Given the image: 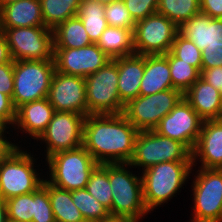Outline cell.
<instances>
[{
  "label": "cell",
  "instance_id": "cell-1",
  "mask_svg": "<svg viewBox=\"0 0 222 222\" xmlns=\"http://www.w3.org/2000/svg\"><path fill=\"white\" fill-rule=\"evenodd\" d=\"M138 133L123 114H90L85 118L83 147L98 164L129 163Z\"/></svg>",
  "mask_w": 222,
  "mask_h": 222
},
{
  "label": "cell",
  "instance_id": "cell-2",
  "mask_svg": "<svg viewBox=\"0 0 222 222\" xmlns=\"http://www.w3.org/2000/svg\"><path fill=\"white\" fill-rule=\"evenodd\" d=\"M192 167V161L162 162L140 172L143 200L149 213L181 193L189 183Z\"/></svg>",
  "mask_w": 222,
  "mask_h": 222
},
{
  "label": "cell",
  "instance_id": "cell-3",
  "mask_svg": "<svg viewBox=\"0 0 222 222\" xmlns=\"http://www.w3.org/2000/svg\"><path fill=\"white\" fill-rule=\"evenodd\" d=\"M131 168L133 167L129 163H109L112 191V206L109 213L140 222L150 213L143 200L141 173H133Z\"/></svg>",
  "mask_w": 222,
  "mask_h": 222
},
{
  "label": "cell",
  "instance_id": "cell-4",
  "mask_svg": "<svg viewBox=\"0 0 222 222\" xmlns=\"http://www.w3.org/2000/svg\"><path fill=\"white\" fill-rule=\"evenodd\" d=\"M37 160L31 151L21 146H16L3 160L0 164V196L4 200L35 192L42 185L45 175L41 173L42 168H37L41 167L35 164Z\"/></svg>",
  "mask_w": 222,
  "mask_h": 222
},
{
  "label": "cell",
  "instance_id": "cell-5",
  "mask_svg": "<svg viewBox=\"0 0 222 222\" xmlns=\"http://www.w3.org/2000/svg\"><path fill=\"white\" fill-rule=\"evenodd\" d=\"M43 162H46L49 171H46V180L68 191L84 189L91 173L99 165L83 146L55 153Z\"/></svg>",
  "mask_w": 222,
  "mask_h": 222
},
{
  "label": "cell",
  "instance_id": "cell-6",
  "mask_svg": "<svg viewBox=\"0 0 222 222\" xmlns=\"http://www.w3.org/2000/svg\"><path fill=\"white\" fill-rule=\"evenodd\" d=\"M191 174L195 178L189 222H222V169L192 167Z\"/></svg>",
  "mask_w": 222,
  "mask_h": 222
},
{
  "label": "cell",
  "instance_id": "cell-7",
  "mask_svg": "<svg viewBox=\"0 0 222 222\" xmlns=\"http://www.w3.org/2000/svg\"><path fill=\"white\" fill-rule=\"evenodd\" d=\"M192 161V151L183 143L159 135L154 130L139 131L129 164L139 172L162 163ZM142 168V169H141Z\"/></svg>",
  "mask_w": 222,
  "mask_h": 222
},
{
  "label": "cell",
  "instance_id": "cell-8",
  "mask_svg": "<svg viewBox=\"0 0 222 222\" xmlns=\"http://www.w3.org/2000/svg\"><path fill=\"white\" fill-rule=\"evenodd\" d=\"M55 70L54 60L14 61L12 102L15 109L23 104L46 98Z\"/></svg>",
  "mask_w": 222,
  "mask_h": 222
},
{
  "label": "cell",
  "instance_id": "cell-9",
  "mask_svg": "<svg viewBox=\"0 0 222 222\" xmlns=\"http://www.w3.org/2000/svg\"><path fill=\"white\" fill-rule=\"evenodd\" d=\"M88 115L122 114L124 104L118 91L116 58L85 78Z\"/></svg>",
  "mask_w": 222,
  "mask_h": 222
},
{
  "label": "cell",
  "instance_id": "cell-10",
  "mask_svg": "<svg viewBox=\"0 0 222 222\" xmlns=\"http://www.w3.org/2000/svg\"><path fill=\"white\" fill-rule=\"evenodd\" d=\"M182 98L183 93L178 89L139 95L124 106L122 114L138 131L154 130Z\"/></svg>",
  "mask_w": 222,
  "mask_h": 222
},
{
  "label": "cell",
  "instance_id": "cell-11",
  "mask_svg": "<svg viewBox=\"0 0 222 222\" xmlns=\"http://www.w3.org/2000/svg\"><path fill=\"white\" fill-rule=\"evenodd\" d=\"M13 61L54 60L53 31L46 26L0 28Z\"/></svg>",
  "mask_w": 222,
  "mask_h": 222
},
{
  "label": "cell",
  "instance_id": "cell-12",
  "mask_svg": "<svg viewBox=\"0 0 222 222\" xmlns=\"http://www.w3.org/2000/svg\"><path fill=\"white\" fill-rule=\"evenodd\" d=\"M85 118L86 116L74 112H54L46 130L37 139L41 146L45 144V160L55 153L83 146Z\"/></svg>",
  "mask_w": 222,
  "mask_h": 222
},
{
  "label": "cell",
  "instance_id": "cell-13",
  "mask_svg": "<svg viewBox=\"0 0 222 222\" xmlns=\"http://www.w3.org/2000/svg\"><path fill=\"white\" fill-rule=\"evenodd\" d=\"M179 27L157 12L135 23L133 48L137 55L166 54L179 33Z\"/></svg>",
  "mask_w": 222,
  "mask_h": 222
},
{
  "label": "cell",
  "instance_id": "cell-14",
  "mask_svg": "<svg viewBox=\"0 0 222 222\" xmlns=\"http://www.w3.org/2000/svg\"><path fill=\"white\" fill-rule=\"evenodd\" d=\"M203 122L204 120L183 97L170 113L160 120L154 131L185 144L193 151Z\"/></svg>",
  "mask_w": 222,
  "mask_h": 222
},
{
  "label": "cell",
  "instance_id": "cell-15",
  "mask_svg": "<svg viewBox=\"0 0 222 222\" xmlns=\"http://www.w3.org/2000/svg\"><path fill=\"white\" fill-rule=\"evenodd\" d=\"M47 98L55 111L88 115L83 77L66 75L55 70Z\"/></svg>",
  "mask_w": 222,
  "mask_h": 222
},
{
  "label": "cell",
  "instance_id": "cell-16",
  "mask_svg": "<svg viewBox=\"0 0 222 222\" xmlns=\"http://www.w3.org/2000/svg\"><path fill=\"white\" fill-rule=\"evenodd\" d=\"M111 58L97 44L82 48H54L56 71L86 78L102 68Z\"/></svg>",
  "mask_w": 222,
  "mask_h": 222
},
{
  "label": "cell",
  "instance_id": "cell-17",
  "mask_svg": "<svg viewBox=\"0 0 222 222\" xmlns=\"http://www.w3.org/2000/svg\"><path fill=\"white\" fill-rule=\"evenodd\" d=\"M222 169V119L205 120L192 151L193 167Z\"/></svg>",
  "mask_w": 222,
  "mask_h": 222
},
{
  "label": "cell",
  "instance_id": "cell-18",
  "mask_svg": "<svg viewBox=\"0 0 222 222\" xmlns=\"http://www.w3.org/2000/svg\"><path fill=\"white\" fill-rule=\"evenodd\" d=\"M54 112L47 97L23 104L16 110V120L11 132L17 129V134L20 130L23 135L28 134L25 138L30 136L35 141L46 130Z\"/></svg>",
  "mask_w": 222,
  "mask_h": 222
},
{
  "label": "cell",
  "instance_id": "cell-19",
  "mask_svg": "<svg viewBox=\"0 0 222 222\" xmlns=\"http://www.w3.org/2000/svg\"><path fill=\"white\" fill-rule=\"evenodd\" d=\"M179 34L192 41L200 51L222 46V19L199 13L179 26Z\"/></svg>",
  "mask_w": 222,
  "mask_h": 222
},
{
  "label": "cell",
  "instance_id": "cell-20",
  "mask_svg": "<svg viewBox=\"0 0 222 222\" xmlns=\"http://www.w3.org/2000/svg\"><path fill=\"white\" fill-rule=\"evenodd\" d=\"M118 91L121 102L126 105L139 96L141 79L145 70V55L133 54L116 58Z\"/></svg>",
  "mask_w": 222,
  "mask_h": 222
},
{
  "label": "cell",
  "instance_id": "cell-21",
  "mask_svg": "<svg viewBox=\"0 0 222 222\" xmlns=\"http://www.w3.org/2000/svg\"><path fill=\"white\" fill-rule=\"evenodd\" d=\"M183 97L204 121L222 119L219 90L201 77L183 94Z\"/></svg>",
  "mask_w": 222,
  "mask_h": 222
},
{
  "label": "cell",
  "instance_id": "cell-22",
  "mask_svg": "<svg viewBox=\"0 0 222 222\" xmlns=\"http://www.w3.org/2000/svg\"><path fill=\"white\" fill-rule=\"evenodd\" d=\"M45 26L40 0H18L0 8V28Z\"/></svg>",
  "mask_w": 222,
  "mask_h": 222
},
{
  "label": "cell",
  "instance_id": "cell-23",
  "mask_svg": "<svg viewBox=\"0 0 222 222\" xmlns=\"http://www.w3.org/2000/svg\"><path fill=\"white\" fill-rule=\"evenodd\" d=\"M175 89L172 84L168 59L164 54L145 55V70L139 95H152Z\"/></svg>",
  "mask_w": 222,
  "mask_h": 222
},
{
  "label": "cell",
  "instance_id": "cell-24",
  "mask_svg": "<svg viewBox=\"0 0 222 222\" xmlns=\"http://www.w3.org/2000/svg\"><path fill=\"white\" fill-rule=\"evenodd\" d=\"M42 185L48 190L55 222H86L71 198V191L58 188L46 178Z\"/></svg>",
  "mask_w": 222,
  "mask_h": 222
},
{
  "label": "cell",
  "instance_id": "cell-25",
  "mask_svg": "<svg viewBox=\"0 0 222 222\" xmlns=\"http://www.w3.org/2000/svg\"><path fill=\"white\" fill-rule=\"evenodd\" d=\"M134 29L108 26L102 33L97 45L111 59L135 54L133 48Z\"/></svg>",
  "mask_w": 222,
  "mask_h": 222
},
{
  "label": "cell",
  "instance_id": "cell-26",
  "mask_svg": "<svg viewBox=\"0 0 222 222\" xmlns=\"http://www.w3.org/2000/svg\"><path fill=\"white\" fill-rule=\"evenodd\" d=\"M52 31L54 48H82L92 44L78 16L60 23Z\"/></svg>",
  "mask_w": 222,
  "mask_h": 222
},
{
  "label": "cell",
  "instance_id": "cell-27",
  "mask_svg": "<svg viewBox=\"0 0 222 222\" xmlns=\"http://www.w3.org/2000/svg\"><path fill=\"white\" fill-rule=\"evenodd\" d=\"M77 16L81 19L91 42L97 44L102 33L108 27L105 18V5L95 0H82Z\"/></svg>",
  "mask_w": 222,
  "mask_h": 222
},
{
  "label": "cell",
  "instance_id": "cell-28",
  "mask_svg": "<svg viewBox=\"0 0 222 222\" xmlns=\"http://www.w3.org/2000/svg\"><path fill=\"white\" fill-rule=\"evenodd\" d=\"M82 0H40L44 24L54 29L67 19L77 16Z\"/></svg>",
  "mask_w": 222,
  "mask_h": 222
},
{
  "label": "cell",
  "instance_id": "cell-29",
  "mask_svg": "<svg viewBox=\"0 0 222 222\" xmlns=\"http://www.w3.org/2000/svg\"><path fill=\"white\" fill-rule=\"evenodd\" d=\"M157 13L164 15L179 27L200 13V0H159Z\"/></svg>",
  "mask_w": 222,
  "mask_h": 222
},
{
  "label": "cell",
  "instance_id": "cell-30",
  "mask_svg": "<svg viewBox=\"0 0 222 222\" xmlns=\"http://www.w3.org/2000/svg\"><path fill=\"white\" fill-rule=\"evenodd\" d=\"M85 189L108 210L112 206L109 163L99 164L89 177Z\"/></svg>",
  "mask_w": 222,
  "mask_h": 222
},
{
  "label": "cell",
  "instance_id": "cell-31",
  "mask_svg": "<svg viewBox=\"0 0 222 222\" xmlns=\"http://www.w3.org/2000/svg\"><path fill=\"white\" fill-rule=\"evenodd\" d=\"M164 55L168 59L173 87L184 94L200 78L201 73L170 51Z\"/></svg>",
  "mask_w": 222,
  "mask_h": 222
},
{
  "label": "cell",
  "instance_id": "cell-32",
  "mask_svg": "<svg viewBox=\"0 0 222 222\" xmlns=\"http://www.w3.org/2000/svg\"><path fill=\"white\" fill-rule=\"evenodd\" d=\"M71 198L86 222H95L110 214L85 188L71 191Z\"/></svg>",
  "mask_w": 222,
  "mask_h": 222
},
{
  "label": "cell",
  "instance_id": "cell-33",
  "mask_svg": "<svg viewBox=\"0 0 222 222\" xmlns=\"http://www.w3.org/2000/svg\"><path fill=\"white\" fill-rule=\"evenodd\" d=\"M7 218L16 222H32L35 209V192L6 200Z\"/></svg>",
  "mask_w": 222,
  "mask_h": 222
},
{
  "label": "cell",
  "instance_id": "cell-34",
  "mask_svg": "<svg viewBox=\"0 0 222 222\" xmlns=\"http://www.w3.org/2000/svg\"><path fill=\"white\" fill-rule=\"evenodd\" d=\"M170 52L183 62L194 66L201 73L202 55L199 48L179 33L172 44Z\"/></svg>",
  "mask_w": 222,
  "mask_h": 222
},
{
  "label": "cell",
  "instance_id": "cell-35",
  "mask_svg": "<svg viewBox=\"0 0 222 222\" xmlns=\"http://www.w3.org/2000/svg\"><path fill=\"white\" fill-rule=\"evenodd\" d=\"M105 18L110 27H120L125 29H134L135 22L130 16L123 0L114 1L105 5Z\"/></svg>",
  "mask_w": 222,
  "mask_h": 222
},
{
  "label": "cell",
  "instance_id": "cell-36",
  "mask_svg": "<svg viewBox=\"0 0 222 222\" xmlns=\"http://www.w3.org/2000/svg\"><path fill=\"white\" fill-rule=\"evenodd\" d=\"M32 222H55L48 190L43 185L35 191V209Z\"/></svg>",
  "mask_w": 222,
  "mask_h": 222
},
{
  "label": "cell",
  "instance_id": "cell-37",
  "mask_svg": "<svg viewBox=\"0 0 222 222\" xmlns=\"http://www.w3.org/2000/svg\"><path fill=\"white\" fill-rule=\"evenodd\" d=\"M134 22L157 12L159 0H123Z\"/></svg>",
  "mask_w": 222,
  "mask_h": 222
},
{
  "label": "cell",
  "instance_id": "cell-38",
  "mask_svg": "<svg viewBox=\"0 0 222 222\" xmlns=\"http://www.w3.org/2000/svg\"><path fill=\"white\" fill-rule=\"evenodd\" d=\"M16 120V109L13 105L12 98L0 92V125L11 129ZM12 127V128H11Z\"/></svg>",
  "mask_w": 222,
  "mask_h": 222
},
{
  "label": "cell",
  "instance_id": "cell-39",
  "mask_svg": "<svg viewBox=\"0 0 222 222\" xmlns=\"http://www.w3.org/2000/svg\"><path fill=\"white\" fill-rule=\"evenodd\" d=\"M14 61L0 64V92L12 98L14 91Z\"/></svg>",
  "mask_w": 222,
  "mask_h": 222
},
{
  "label": "cell",
  "instance_id": "cell-40",
  "mask_svg": "<svg viewBox=\"0 0 222 222\" xmlns=\"http://www.w3.org/2000/svg\"><path fill=\"white\" fill-rule=\"evenodd\" d=\"M201 69L222 66V46L207 47L201 51Z\"/></svg>",
  "mask_w": 222,
  "mask_h": 222
},
{
  "label": "cell",
  "instance_id": "cell-41",
  "mask_svg": "<svg viewBox=\"0 0 222 222\" xmlns=\"http://www.w3.org/2000/svg\"><path fill=\"white\" fill-rule=\"evenodd\" d=\"M200 77L208 84H211L215 89L220 91L222 88V66L201 69Z\"/></svg>",
  "mask_w": 222,
  "mask_h": 222
},
{
  "label": "cell",
  "instance_id": "cell-42",
  "mask_svg": "<svg viewBox=\"0 0 222 222\" xmlns=\"http://www.w3.org/2000/svg\"><path fill=\"white\" fill-rule=\"evenodd\" d=\"M6 129L8 130L10 128H6L3 126L0 127V164L16 146H22V144L18 145V143L16 144V142L12 143V139L10 141L11 137H7V134L10 135L11 133H9V131H7Z\"/></svg>",
  "mask_w": 222,
  "mask_h": 222
},
{
  "label": "cell",
  "instance_id": "cell-43",
  "mask_svg": "<svg viewBox=\"0 0 222 222\" xmlns=\"http://www.w3.org/2000/svg\"><path fill=\"white\" fill-rule=\"evenodd\" d=\"M200 12L211 18L222 19V0H200Z\"/></svg>",
  "mask_w": 222,
  "mask_h": 222
},
{
  "label": "cell",
  "instance_id": "cell-44",
  "mask_svg": "<svg viewBox=\"0 0 222 222\" xmlns=\"http://www.w3.org/2000/svg\"><path fill=\"white\" fill-rule=\"evenodd\" d=\"M13 58L10 53V48L7 39L2 30H0V64L12 62Z\"/></svg>",
  "mask_w": 222,
  "mask_h": 222
},
{
  "label": "cell",
  "instance_id": "cell-45",
  "mask_svg": "<svg viewBox=\"0 0 222 222\" xmlns=\"http://www.w3.org/2000/svg\"><path fill=\"white\" fill-rule=\"evenodd\" d=\"M95 222H136V221L127 217L109 214L108 216Z\"/></svg>",
  "mask_w": 222,
  "mask_h": 222
},
{
  "label": "cell",
  "instance_id": "cell-46",
  "mask_svg": "<svg viewBox=\"0 0 222 222\" xmlns=\"http://www.w3.org/2000/svg\"><path fill=\"white\" fill-rule=\"evenodd\" d=\"M7 219V207H6V200H4L0 196V222H5Z\"/></svg>",
  "mask_w": 222,
  "mask_h": 222
},
{
  "label": "cell",
  "instance_id": "cell-47",
  "mask_svg": "<svg viewBox=\"0 0 222 222\" xmlns=\"http://www.w3.org/2000/svg\"><path fill=\"white\" fill-rule=\"evenodd\" d=\"M16 1L18 0H0V8Z\"/></svg>",
  "mask_w": 222,
  "mask_h": 222
},
{
  "label": "cell",
  "instance_id": "cell-48",
  "mask_svg": "<svg viewBox=\"0 0 222 222\" xmlns=\"http://www.w3.org/2000/svg\"><path fill=\"white\" fill-rule=\"evenodd\" d=\"M95 1L100 3V4H103V5H108V4H111V3H113L114 1H117V0H95Z\"/></svg>",
  "mask_w": 222,
  "mask_h": 222
},
{
  "label": "cell",
  "instance_id": "cell-49",
  "mask_svg": "<svg viewBox=\"0 0 222 222\" xmlns=\"http://www.w3.org/2000/svg\"><path fill=\"white\" fill-rule=\"evenodd\" d=\"M5 222H16V221L7 218Z\"/></svg>",
  "mask_w": 222,
  "mask_h": 222
},
{
  "label": "cell",
  "instance_id": "cell-50",
  "mask_svg": "<svg viewBox=\"0 0 222 222\" xmlns=\"http://www.w3.org/2000/svg\"><path fill=\"white\" fill-rule=\"evenodd\" d=\"M219 93H220V98H221V102H222V88L220 89Z\"/></svg>",
  "mask_w": 222,
  "mask_h": 222
}]
</instances>
